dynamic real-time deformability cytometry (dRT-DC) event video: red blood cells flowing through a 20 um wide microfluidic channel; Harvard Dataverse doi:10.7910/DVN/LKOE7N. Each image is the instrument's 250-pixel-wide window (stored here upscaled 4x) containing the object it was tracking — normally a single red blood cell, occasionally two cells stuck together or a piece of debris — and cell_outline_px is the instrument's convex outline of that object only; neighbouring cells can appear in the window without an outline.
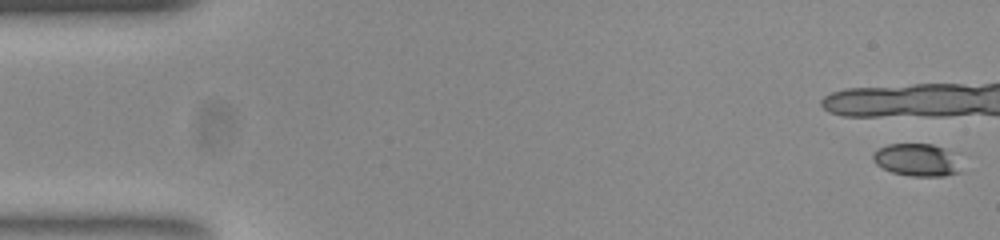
{"species": "common noctule bat (a hibernating species)", "species_latin": "Nyctalus noctula", "temperature_condition": "room temperature", "stored_images_in_passage": 8, "camera_frame_rate_fps": 3000, "um_per_image_px": 0.085, "animal": {"sex": "female", "body_mass_g": 23.0, "forearm_length_mm": 53.4}, "frame": {"image": 1, "passage_image": 1, "time_ms": 0.0, "image_size_px": [1000, 240], "cell_outline_px": [[960, 172], [944, 176], [912, 176], [892, 172], [876, 164], [872, 160], [872, 156], [880, 148], [888, 144], [932, 144], [944, 148]], "centroid_in_image_um": [77.82, 13.6], "position_along_channel_um": 7.2, "area_um2": 15.9}}